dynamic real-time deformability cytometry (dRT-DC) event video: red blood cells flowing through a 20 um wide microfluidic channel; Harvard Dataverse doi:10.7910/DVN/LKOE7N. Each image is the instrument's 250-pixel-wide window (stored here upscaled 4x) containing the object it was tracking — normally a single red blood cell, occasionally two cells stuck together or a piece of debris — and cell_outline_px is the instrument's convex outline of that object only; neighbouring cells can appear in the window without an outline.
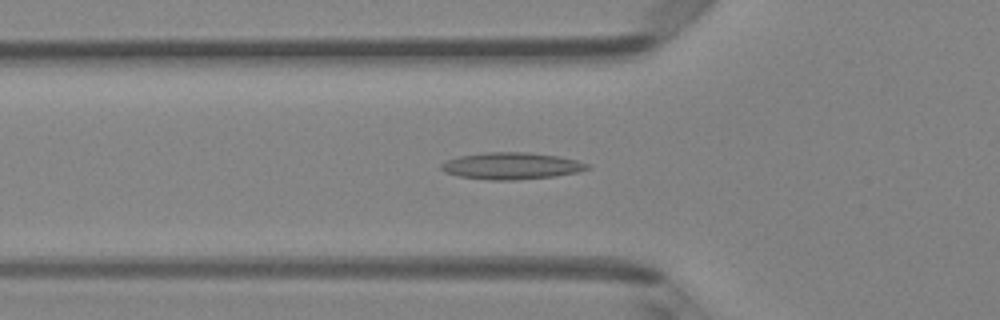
{"species": "Egyptian fruit bat (a non-hibernating species)", "species_latin": "Rousettus aegyptiacus", "temperature_condition": "room temperature", "stored_images_in_passage": 49, "camera_frame_rate_fps": 3000, "um_per_image_px": 0.085, "animal": {"sex": "female"}, "frame": {"image": 1, "passage_image": 17, "time_ms": 5.333, "image_size_px": [1000, 320], "cell_outline_px": [[592, 168], [580, 172], [556, 176], [516, 180], [488, 180], [460, 176], [444, 172], [440, 168], [440, 164], [448, 160], [460, 156], [488, 152], [528, 152], [556, 156], [576, 160], [588, 164]], "centroid_in_image_um": [43.5, 14.11], "position_along_channel_um": 82.3, "area_um2": 22.83}}
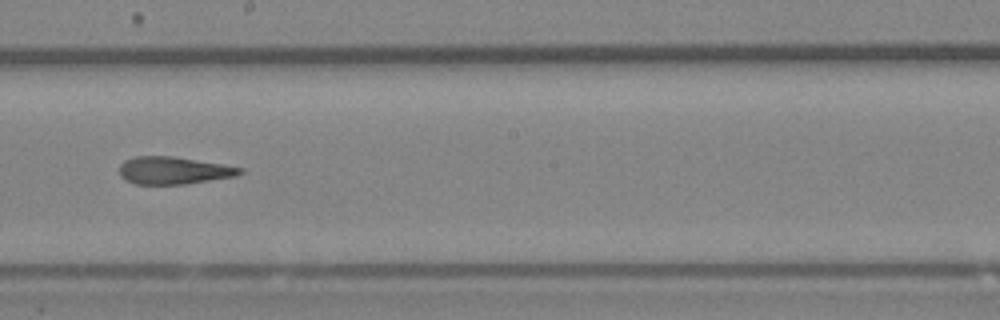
{"frame": {"image": 2, "passage_image": 28, "time_ms": 9.0, "image_size_px": [1000, 320], "cell_outline_px": [[244, 172], [236, 176], [184, 184], [132, 184], [124, 180], [120, 176], [120, 164], [124, 160], [136, 156], [172, 156], [224, 164], [244, 168]], "centroid_in_image_um": [14.75, 14.49], "position_along_channel_um": 233.5, "area_um2": 19.42}}
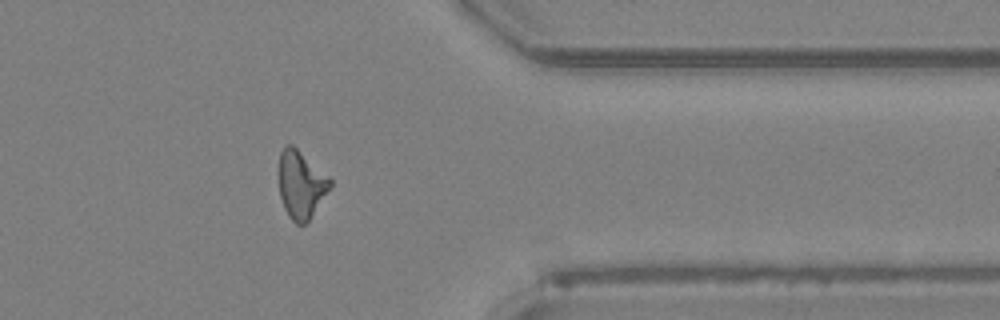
{"frame": {"image": 3, "passage_image": 40, "time_ms": 13.0, "image_size_px": [1000, 320], "cell_outline_px": [[332, 184], [308, 220], [304, 224], [296, 224], [288, 216], [284, 208], [280, 196], [276, 172], [280, 152], [288, 144], [292, 144], [328, 176], [332, 180]], "centroid_in_image_um": [25.52, 15.66], "position_along_channel_um": 385.9, "area_um2": 20.23}, "authors_computed_cell_mechanics": {"area_um2": 20.0566, "velocity_mm_per_s": 4.1223, "shape_relaxation_time_tau1_ms": null, "shape_relaxation_time_tau2_ms": 3.5643, "deformation_change_tau1": null, "deformation_change_tau2": 0.152}}